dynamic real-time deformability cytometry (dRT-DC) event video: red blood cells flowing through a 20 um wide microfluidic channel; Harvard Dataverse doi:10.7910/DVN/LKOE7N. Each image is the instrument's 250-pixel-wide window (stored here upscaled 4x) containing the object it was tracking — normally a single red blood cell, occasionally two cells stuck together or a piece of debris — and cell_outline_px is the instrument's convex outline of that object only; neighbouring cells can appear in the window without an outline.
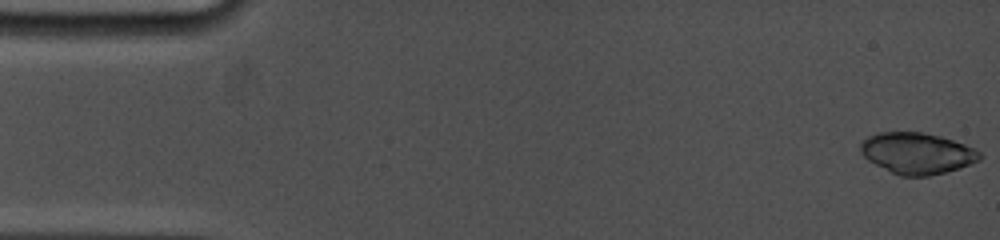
{"species": "common noctule bat (a hibernating species)", "species_latin": "Nyctalus noctula", "temperature_condition": "cold", "stored_images_in_passage": 5, "camera_frame_rate_fps": 5000, "um_per_image_px": 0.085, "animal": {"sex": "female", "body_mass_g": 19.0, "forearm_length_mm": 53.3}, "frame": {"image": 1, "passage_image": 1, "time_ms": 0.0, "image_size_px": [1000, 240], "cell_outline_px": [[980, 160], [960, 168], [928, 176], [900, 176], [868, 160], [860, 152], [860, 140], [868, 136], [880, 132], [924, 132], [940, 136], [964, 144], [980, 152]], "centroid_in_image_um": [77.92, 13.02], "position_along_channel_um": 7.1, "area_um2": 28.5}}